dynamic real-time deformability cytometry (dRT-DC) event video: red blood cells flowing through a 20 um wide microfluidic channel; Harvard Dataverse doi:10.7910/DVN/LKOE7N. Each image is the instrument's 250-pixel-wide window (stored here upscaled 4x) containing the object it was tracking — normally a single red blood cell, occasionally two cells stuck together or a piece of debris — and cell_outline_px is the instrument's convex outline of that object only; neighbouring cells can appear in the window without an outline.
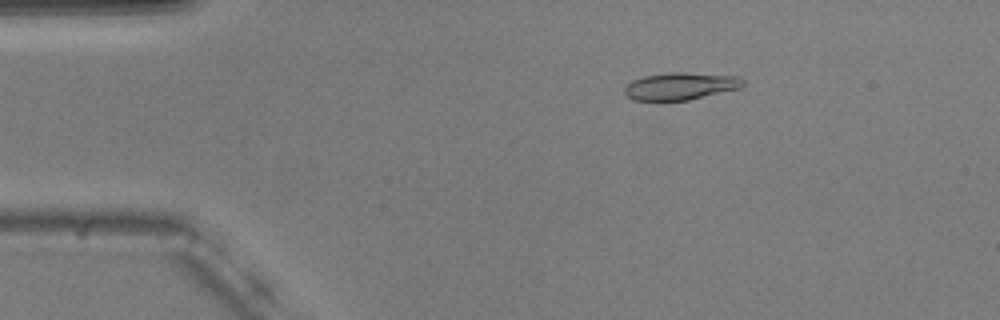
{"species": "common noctule bat (a hibernating species)", "species_latin": "Nyctalus noctula", "temperature_condition": "warm", "stored_images_in_passage": 16, "camera_frame_rate_fps": 3000, "um_per_image_px": 0.085, "animal": {"sex": "male", "body_mass_g": 20.5, "forearm_length_mm": 52.5}, "frame": {"image": 1, "passage_image": 4, "time_ms": 1.0, "image_size_px": [1000, 320], "cell_outline_px": [[744, 84], [740, 88], [688, 100], [656, 104], [632, 100], [624, 92], [624, 88], [632, 80], [644, 76], [668, 72], [684, 72], [740, 76], [744, 80]], "centroid_in_image_um": [57.78, 7.36], "position_along_channel_um": 27.2, "area_um2": 19.65}}
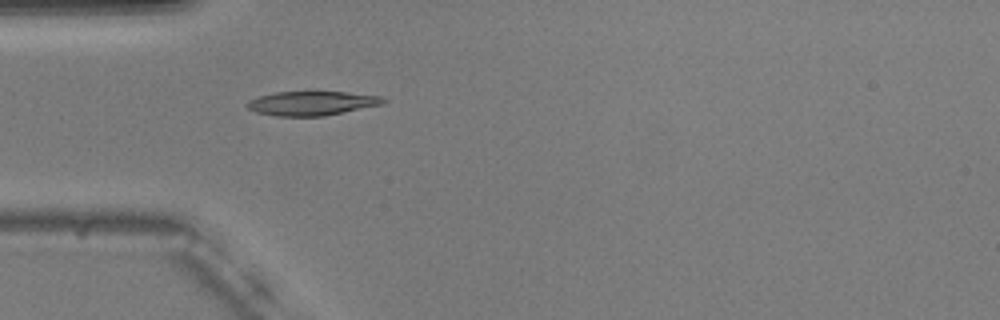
{"frame": {"image": 2, "passage_image": 11, "time_ms": 3.333, "image_size_px": [1000, 320], "cell_outline_px": [[388, 100], [384, 104], [324, 116], [276, 116], [256, 112], [248, 108], [248, 100], [260, 96], [276, 92], [348, 92], [380, 96]], "centroid_in_image_um": [26.54, 8.78], "position_along_channel_um": 58.5, "area_um2": 19.07}}
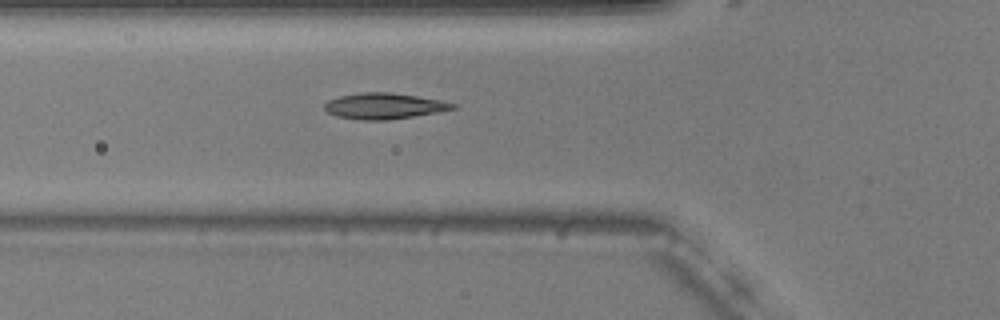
{"frame": {"image": 3, "passage_image": 14, "time_ms": 4.333, "image_size_px": [1000, 320], "cell_outline_px": [[456, 108], [436, 112], [412, 116], [384, 120], [360, 120], [336, 116], [328, 112], [324, 108], [324, 104], [328, 100], [340, 96], [360, 92], [392, 92], [444, 100], [456, 104]], "centroid_in_image_um": [32.64, 8.99], "position_along_channel_um": 93.2, "area_um2": 19.36}}